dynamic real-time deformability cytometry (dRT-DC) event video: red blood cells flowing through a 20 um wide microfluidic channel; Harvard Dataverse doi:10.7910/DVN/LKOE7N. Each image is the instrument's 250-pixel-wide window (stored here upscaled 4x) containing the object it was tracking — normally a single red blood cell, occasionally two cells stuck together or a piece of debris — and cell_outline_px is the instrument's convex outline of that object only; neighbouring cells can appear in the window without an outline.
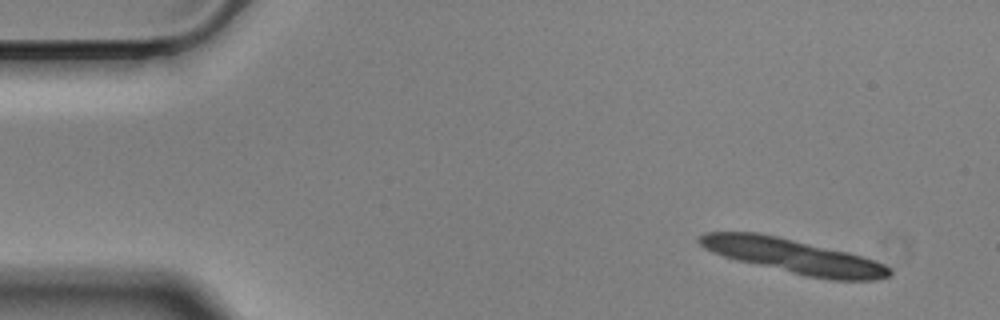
{"species": "Egyptian fruit bat (a non-hibernating species)", "species_latin": "Rousettus aegyptiacus", "temperature_condition": "cold", "stored_images_in_passage": 22, "camera_frame_rate_fps": 3000, "um_per_image_px": 0.085, "animal": {"sex": "male"}, "frame": {"image": 1, "passage_image": 1, "time_ms": 0.0, "image_size_px": [1000, 320], "cell_outline_px": [[892, 276], [876, 280], [832, 280], [808, 276], [736, 260], [712, 252], [704, 248], [696, 240], [696, 236], [704, 232], [756, 232], [776, 236], [848, 252], [864, 256], [884, 264], [892, 268]], "centroid_in_image_um": [67.46, 21.77], "position_along_channel_um": 17.5, "area_um2": 37.97}}
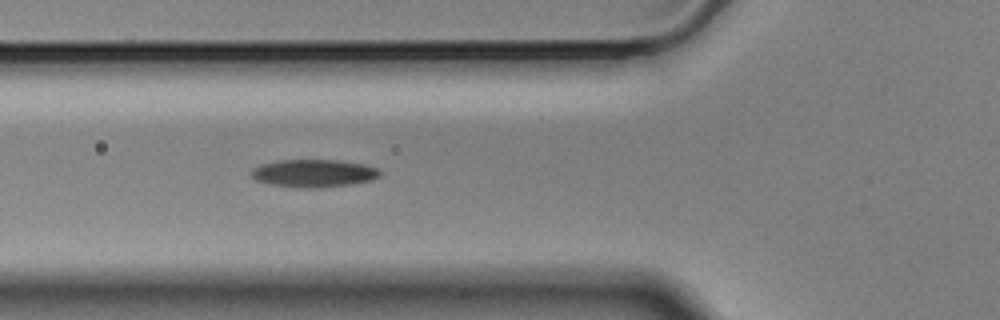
{"frame": {"image": 2, "passage_image": 16, "time_ms": 5.0, "image_size_px": [1000, 320], "cell_outline_px": [[380, 176], [372, 180], [348, 184], [320, 188], [304, 188], [272, 184], [256, 180], [248, 172], [252, 168], [260, 164], [280, 160], [336, 160], [364, 164], [380, 168]], "centroid_in_image_um": [26.66, 14.72], "position_along_channel_um": 99.1, "area_um2": 20.81}}
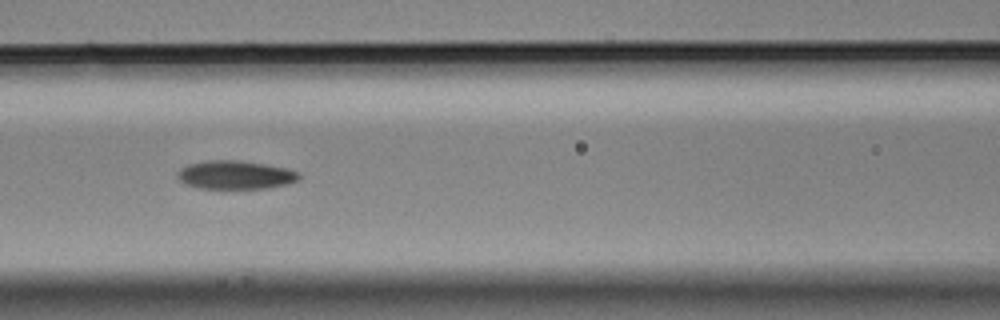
{"frame": {"image": 3, "passage_image": 20, "time_ms": 6.333, "image_size_px": [1000, 320], "cell_outline_px": [[300, 176], [296, 180], [288, 184], [268, 188], [200, 188], [188, 184], [180, 180], [176, 176], [176, 172], [180, 168], [188, 164], [208, 160], [240, 160], [288, 168], [300, 172]], "centroid_in_image_um": [20.01, 14.85], "position_along_channel_um": 146.6, "area_um2": 20.17}}